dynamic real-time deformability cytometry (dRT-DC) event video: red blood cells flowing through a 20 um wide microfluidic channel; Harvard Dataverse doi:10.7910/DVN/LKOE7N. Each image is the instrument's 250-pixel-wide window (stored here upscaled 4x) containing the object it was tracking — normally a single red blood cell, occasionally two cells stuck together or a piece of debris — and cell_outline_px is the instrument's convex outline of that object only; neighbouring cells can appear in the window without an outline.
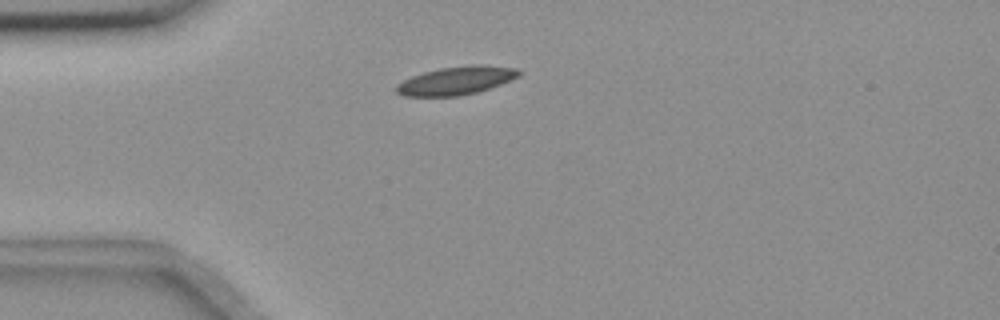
{"species": "common noctule bat (a hibernating species)", "species_latin": "Nyctalus noctula", "temperature_condition": "room temperature", "stored_images_in_passage": 2, "camera_frame_rate_fps": 3000, "um_per_image_px": 0.085, "animal": {"sex": "female", "body_mass_g": 18.4}, "frame": {"image": 1, "passage_image": 2, "time_ms": 1.0, "image_size_px": [1000, 320], "cell_outline_px": [[520, 76], [500, 84], [476, 92], [456, 96], [404, 96], [396, 92], [396, 84], [412, 76], [424, 72], [440, 68], [468, 64], [488, 64], [516, 68], [520, 72]], "centroid_in_image_um": [38.78, 6.83], "position_along_channel_um": 46.2, "area_um2": 20.17}}